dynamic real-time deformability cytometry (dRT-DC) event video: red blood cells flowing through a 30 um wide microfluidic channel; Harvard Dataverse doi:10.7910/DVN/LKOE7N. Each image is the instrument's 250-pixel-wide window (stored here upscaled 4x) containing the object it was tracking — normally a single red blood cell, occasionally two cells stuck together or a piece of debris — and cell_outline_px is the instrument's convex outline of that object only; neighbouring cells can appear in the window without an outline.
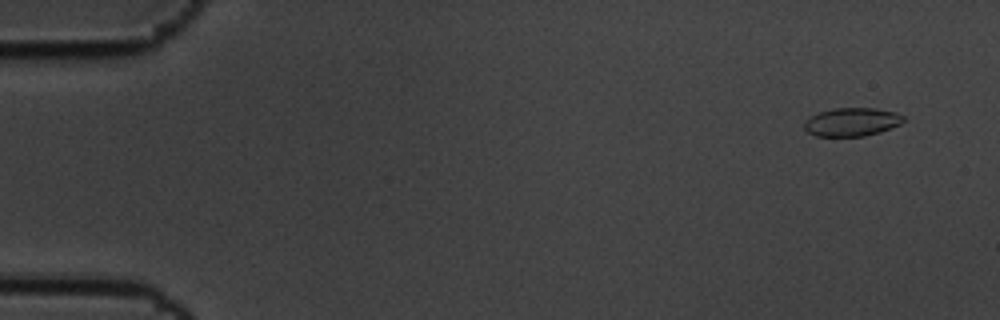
{"species": "common noctule bat (a hibernating species)", "species_latin": "Nyctalus noctula", "temperature_condition": "cold", "stored_images_in_passage": 12, "camera_frame_rate_fps": 3000, "um_per_image_px": 0.085, "animal": {"sex": "male", "body_mass_g": 19.5, "forearm_length_mm": 54.6}, "frame": {"image": 1, "passage_image": 4, "time_ms": 1.0, "image_size_px": [1000, 320], "cell_outline_px": [[904, 120], [900, 124], [892, 128], [880, 132], [864, 136], [816, 136], [808, 132], [804, 128], [804, 120], [820, 112], [832, 108], [876, 108], [896, 112], [904, 116]], "centroid_in_image_um": [72.42, 10.36], "position_along_channel_um": 12.6, "area_um2": 16.47}}